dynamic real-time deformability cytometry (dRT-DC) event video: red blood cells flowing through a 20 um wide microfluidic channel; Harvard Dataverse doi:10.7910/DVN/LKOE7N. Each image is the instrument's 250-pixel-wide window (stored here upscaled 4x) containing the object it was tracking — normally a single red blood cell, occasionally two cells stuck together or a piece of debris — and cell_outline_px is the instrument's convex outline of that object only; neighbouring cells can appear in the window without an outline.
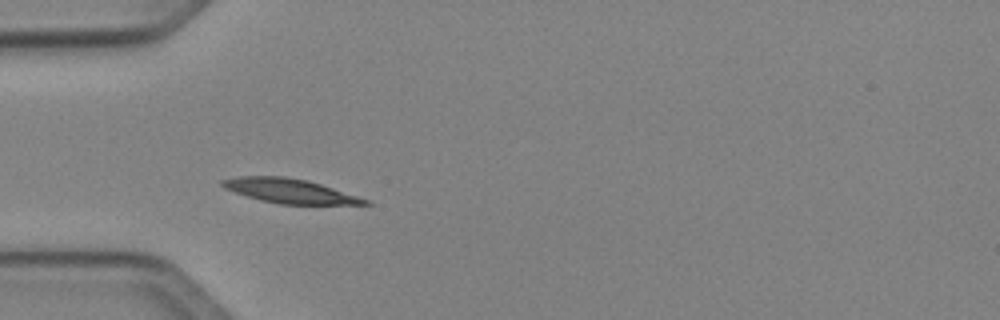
{"species": "Egyptian fruit bat (a non-hibernating species)", "species_latin": "Rousettus aegyptiacus", "temperature_condition": "cold", "stored_images_in_passage": 6, "camera_frame_rate_fps": 3000, "um_per_image_px": 0.085, "animal": {"sex": "female"}, "frame": {"image": 1, "passage_image": 5, "time_ms": 4.667, "image_size_px": [1000, 320], "cell_outline_px": [[372, 204], [280, 204], [260, 200], [224, 188], [220, 184], [220, 180], [236, 176], [284, 176], [308, 180], [368, 200]], "centroid_in_image_um": [24.55, 16.21], "position_along_channel_um": 60.4, "area_um2": 19.94}}
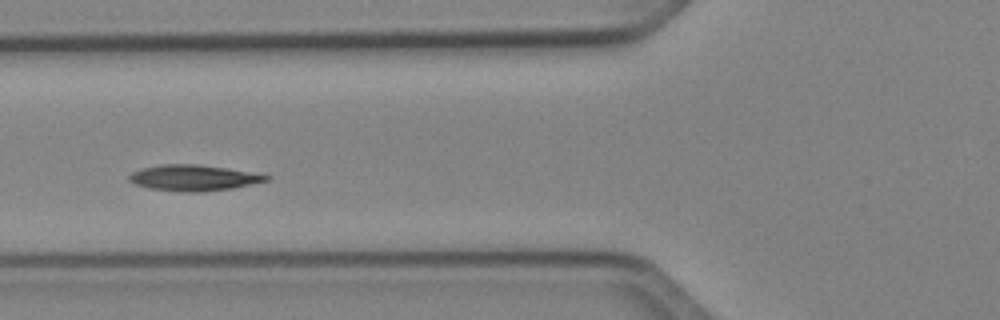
{"frame": {"image": 2, "passage_image": 6, "time_ms": 6.0, "image_size_px": [1000, 320], "cell_outline_px": [[272, 176], [268, 180], [232, 188], [200, 192], [180, 192], [148, 188], [136, 184], [128, 180], [128, 176], [132, 172], [144, 168], [164, 164], [196, 164], [228, 168]], "centroid_in_image_um": [16.43, 15.12], "position_along_channel_um": 109.4, "area_um2": 20.52}}